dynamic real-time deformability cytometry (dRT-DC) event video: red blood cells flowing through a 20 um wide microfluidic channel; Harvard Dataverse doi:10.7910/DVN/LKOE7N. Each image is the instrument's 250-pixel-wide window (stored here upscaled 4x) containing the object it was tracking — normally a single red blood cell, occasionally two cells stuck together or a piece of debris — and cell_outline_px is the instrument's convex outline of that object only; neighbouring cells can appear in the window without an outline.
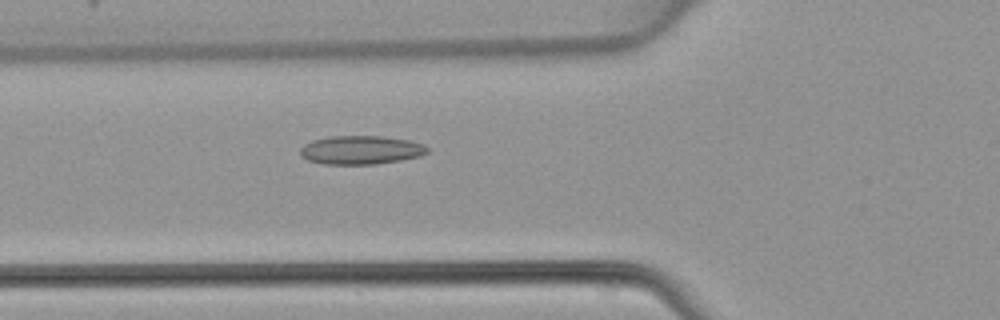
{"species": "common noctule bat (a hibernating species)", "species_latin": "Nyctalus noctula", "temperature_condition": "warm", "stored_images_in_passage": 48, "camera_frame_rate_fps": 3000, "um_per_image_px": 0.085, "animal": {"sex": "female", "body_mass_g": 22.7, "forearm_length_mm": 54.2}, "frame": {"image": 1, "passage_image": 18, "time_ms": 5.667, "image_size_px": [1000, 320], "cell_outline_px": [[428, 152], [420, 156], [400, 160], [376, 164], [324, 164], [308, 160], [300, 156], [300, 148], [304, 144], [312, 140], [328, 136], [384, 136], [408, 140], [424, 144], [428, 148]], "centroid_in_image_um": [30.65, 12.74], "position_along_channel_um": 95.1, "area_um2": 21.33}}
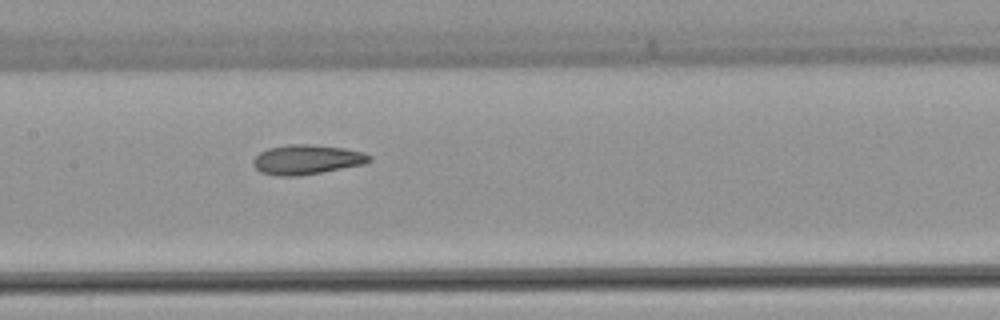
{"frame": {"image": 2, "passage_image": 24, "time_ms": 7.667, "image_size_px": [1000, 320], "cell_outline_px": [[372, 160], [364, 164], [320, 172], [296, 176], [276, 176], [260, 172], [252, 164], [252, 160], [260, 152], [268, 148], [288, 144], [312, 144], [344, 148], [364, 152], [372, 156]], "centroid_in_image_um": [26.07, 13.55], "position_along_channel_um": 181.3, "area_um2": 20.11}}
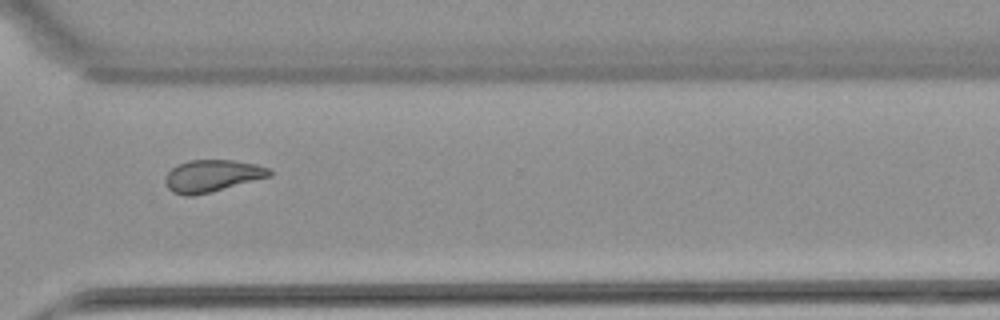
{"frame": {"image": 3, "passage_image": 36, "time_ms": 11.667, "image_size_px": [1000, 320], "cell_outline_px": [[272, 176], [192, 196], [184, 196], [172, 192], [168, 188], [164, 180], [168, 172], [172, 168], [188, 160], [232, 160], [256, 164], [268, 168], [272, 172]], "centroid_in_image_um": [18.02, 14.94], "position_along_channel_um": 352.6, "area_um2": 19.25}}